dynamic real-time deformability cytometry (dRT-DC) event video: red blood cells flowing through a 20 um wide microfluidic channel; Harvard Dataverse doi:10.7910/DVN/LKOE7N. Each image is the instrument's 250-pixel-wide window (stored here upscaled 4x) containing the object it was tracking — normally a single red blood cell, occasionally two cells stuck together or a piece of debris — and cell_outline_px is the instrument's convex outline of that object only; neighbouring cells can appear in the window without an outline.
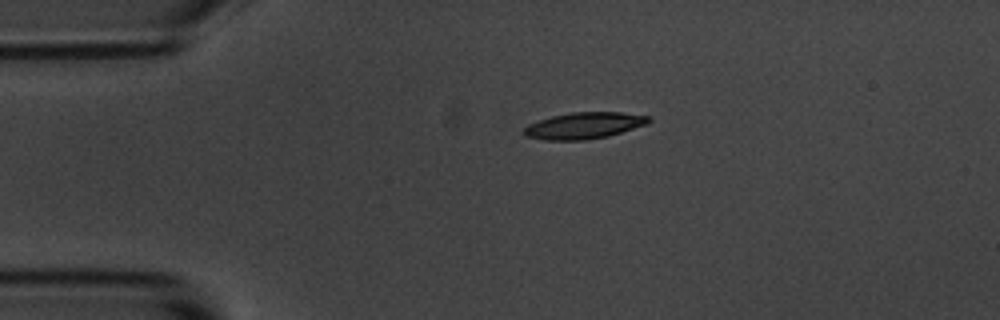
{"species": "common noctule bat (a hibernating species)", "species_latin": "Nyctalus noctula", "temperature_condition": "room temperature", "stored_images_in_passage": 44, "camera_frame_rate_fps": 3000, "um_per_image_px": 0.085, "animal": {"sex": "male", "body_mass_g": 20.1, "forearm_length_mm": 53.5}, "frame": {"image": 1, "passage_image": 1, "time_ms": 0.0, "image_size_px": [1000, 320], "cell_outline_px": [[652, 120], [648, 124], [608, 136], [584, 140], [544, 140], [524, 136], [520, 132], [528, 124], [552, 116], [572, 112], [620, 112], [652, 116]], "centroid_in_image_um": [49.65, 10.67], "position_along_channel_um": 35.4, "area_um2": 19.42}}
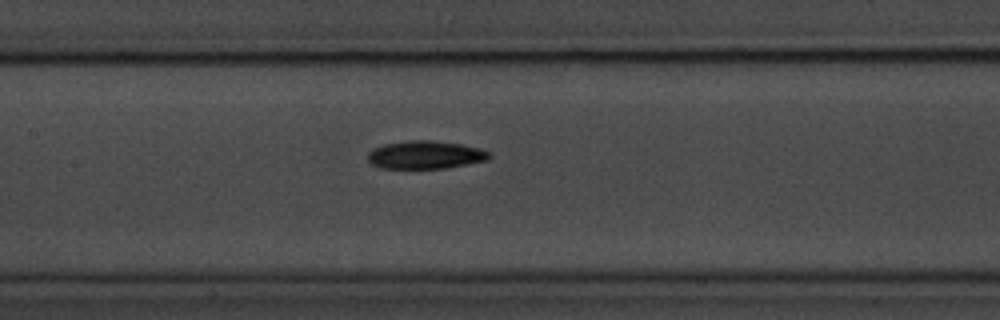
{"frame": {"image": 2, "passage_image": 15, "time_ms": 4.667, "image_size_px": [1000, 320], "cell_outline_px": [[492, 156], [488, 160], [444, 168], [380, 168], [372, 164], [368, 160], [368, 152], [372, 148], [384, 144], [408, 140], [432, 140], [460, 144], [480, 148], [492, 152]], "centroid_in_image_um": [36.16, 13.15], "position_along_channel_um": 171.2, "area_um2": 19.94}}
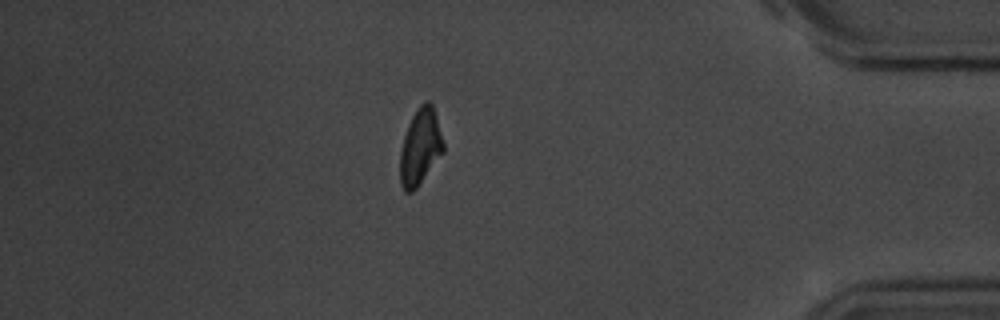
{"frame": {"image": 3, "passage_image": 37, "time_ms": 12.0, "image_size_px": [1000, 320], "cell_outline_px": [[444, 152], [416, 188], [412, 192], [404, 192], [400, 184], [400, 152], [404, 136], [408, 124], [412, 116], [420, 104], [424, 100], [428, 100], [432, 104], [444, 144]], "centroid_in_image_um": [35.71, 12.49], "position_along_channel_um": 399.5, "area_um2": 19.13}, "authors_computed_cell_mechanics": {"area_um2": 19.5364, "velocity_mm_per_s": 3.6388, "shape_relaxation_time_tau1_ms": 3.06, "shape_relaxation_time_tau2_ms": null, "deformation_change_tau1": 0.1308, "deformation_change_tau2": null}}